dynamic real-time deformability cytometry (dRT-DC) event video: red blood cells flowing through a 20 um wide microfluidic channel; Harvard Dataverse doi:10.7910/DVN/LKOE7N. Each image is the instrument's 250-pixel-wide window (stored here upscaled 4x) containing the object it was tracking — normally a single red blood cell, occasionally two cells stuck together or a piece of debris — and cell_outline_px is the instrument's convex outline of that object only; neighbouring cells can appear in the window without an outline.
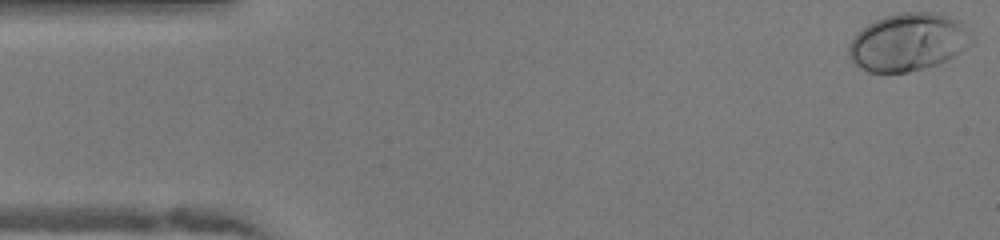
{"species": "human", "species_latin": "Homo sapiens", "temperature_condition": "warm", "stored_images_in_passage": 49, "camera_frame_rate_fps": 3000, "um_per_image_px": 0.085, "donor": {"sex": "female"}, "frame": {"image": 1, "passage_image": 1, "time_ms": 0.0, "image_size_px": [1000, 240], "cell_outline_px": [[976, 40], [972, 44], [960, 52], [936, 64], [924, 68], [908, 72], [868, 72], [860, 68], [852, 60], [848, 52], [848, 44], [856, 32], [868, 24], [884, 16], [900, 12], [932, 12], [948, 16], [964, 24]], "centroid_in_image_um": [77.19, 3.57], "position_along_channel_um": 7.8, "area_um2": 41.38}}
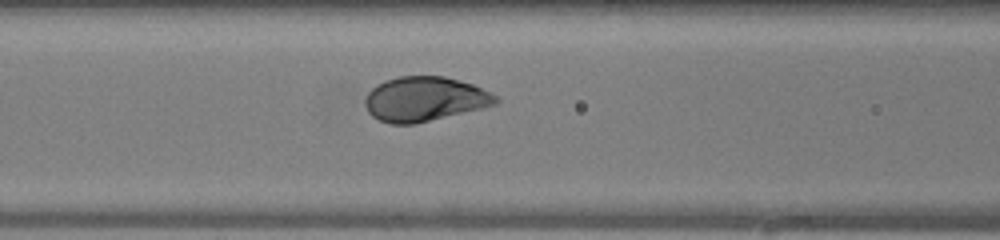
{"frame": {"image": 2, "passage_image": 19, "time_ms": 6.0, "image_size_px": [1000, 240], "cell_outline_px": [[500, 100], [496, 104], [484, 108], [416, 124], [392, 124], [380, 120], [372, 116], [368, 112], [364, 104], [364, 100], [368, 92], [376, 84], [384, 80], [400, 76], [444, 76], [472, 84], [496, 96]], "centroid_in_image_um": [36.07, 8.42], "position_along_channel_um": 130.5, "area_um2": 34.04}}
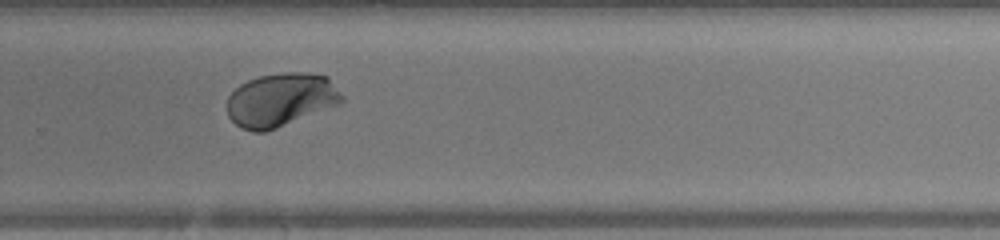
{"frame": {"image": 3, "passage_image": 32, "time_ms": 10.333, "image_size_px": [1000, 240], "cell_outline_px": [[344, 100], [340, 104], [276, 128], [264, 132], [252, 132], [240, 128], [228, 116], [228, 96], [240, 84], [248, 80], [260, 76], [284, 72], [312, 72], [328, 76], [344, 96]], "centroid_in_image_um": [23.89, 8.47], "position_along_channel_um": 305.9, "area_um2": 35.95}, "authors_computed_cell_mechanics": {"area_um2": 35.3158, "velocity_mm_per_s": 4.0562, "shape_relaxation_time_tau1_ms": 1.8399, "shape_relaxation_time_tau2_ms": null, "deformation_change_tau1": 0.1335, "deformation_change_tau2": null}}